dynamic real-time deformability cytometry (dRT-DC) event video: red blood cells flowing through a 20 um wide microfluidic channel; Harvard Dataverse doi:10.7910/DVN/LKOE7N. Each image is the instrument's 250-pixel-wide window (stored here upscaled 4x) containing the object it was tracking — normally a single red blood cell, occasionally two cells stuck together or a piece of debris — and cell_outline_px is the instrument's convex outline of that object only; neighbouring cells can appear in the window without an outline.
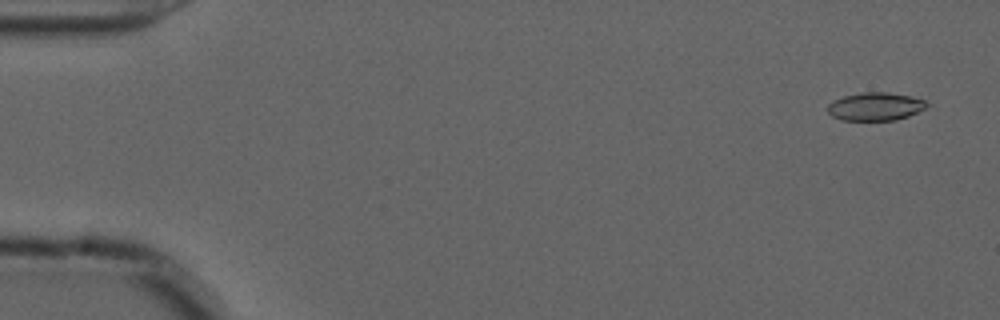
{"species": "common noctule bat (a hibernating species)", "species_latin": "Nyctalus noctula", "temperature_condition": "cold", "stored_images_in_passage": 56, "camera_frame_rate_fps": 3000, "um_per_image_px": 0.085, "animal": {"sex": "male", "forearm_length_mm": 52.5}, "frame": {"image": 1, "passage_image": 3, "time_ms": 0.667, "image_size_px": [1000, 320], "cell_outline_px": [[928, 104], [924, 108], [908, 116], [896, 120], [840, 120], [832, 116], [828, 112], [828, 104], [832, 100], [844, 96], [860, 92], [888, 92], [908, 96], [924, 100]], "centroid_in_image_um": [74.35, 9.05], "position_along_channel_um": 10.6, "area_um2": 16.13}}
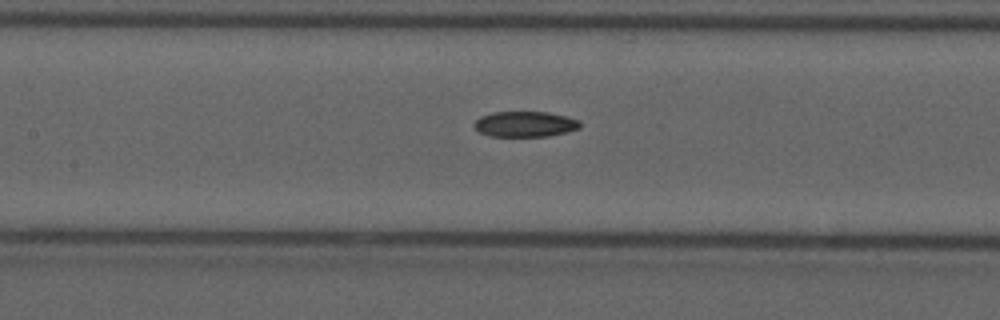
{"frame": {"image": 2, "passage_image": 26, "time_ms": 8.333, "image_size_px": [1000, 320], "cell_outline_px": [[580, 128], [568, 132], [548, 136], [488, 136], [480, 132], [472, 124], [480, 116], [492, 112], [548, 112], [580, 120]], "centroid_in_image_um": [44.62, 10.55], "position_along_channel_um": 162.8, "area_um2": 15.78}}
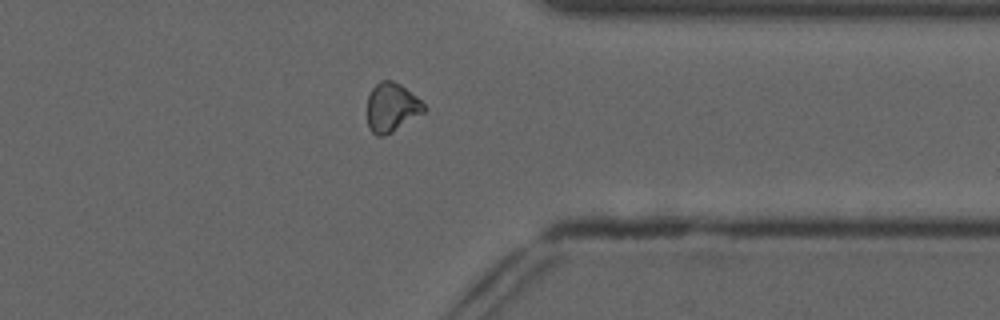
{"frame": {"image": 3, "passage_image": 44, "time_ms": 14.333, "image_size_px": [1000, 320], "cell_outline_px": [[428, 108], [424, 112], [392, 132], [384, 136], [376, 136], [368, 128], [368, 96], [372, 88], [380, 80], [392, 80], [400, 84], [416, 96]], "centroid_in_image_um": [33.29, 9.13], "position_along_channel_um": 378.1, "area_um2": 16.18}, "authors_computed_cell_mechanics": {"area_um2": 16.5308, "velocity_mm_per_s": 3.6905, "shape_relaxation_time_tau1_ms": null, "shape_relaxation_time_tau2_ms": 9.7709, "deformation_change_tau1": null, "deformation_change_tau2": 0.158}}